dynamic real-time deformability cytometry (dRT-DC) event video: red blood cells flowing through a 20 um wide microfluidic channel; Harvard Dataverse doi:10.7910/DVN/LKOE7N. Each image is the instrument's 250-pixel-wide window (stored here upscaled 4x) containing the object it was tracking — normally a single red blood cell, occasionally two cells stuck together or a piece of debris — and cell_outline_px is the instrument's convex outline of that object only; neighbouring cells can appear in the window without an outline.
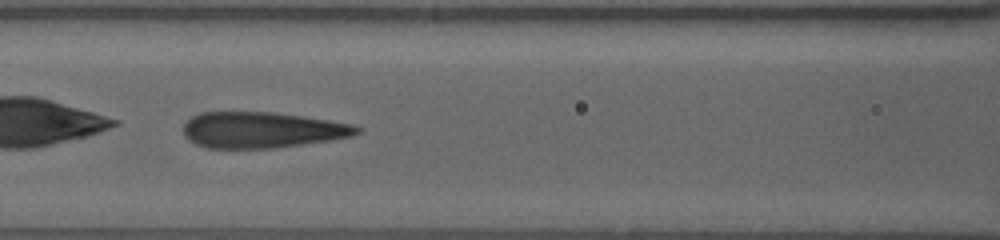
{"species": "human", "species_latin": "Homo sapiens", "temperature_condition": "warm", "stored_images_in_passage": 41, "camera_frame_rate_fps": 3000, "um_per_image_px": 0.085, "donor": {"sex": "female"}, "frame": {"image": 1, "passage_image": 15, "time_ms": 4.667, "image_size_px": [1000, 240], "cell_outline_px": [[360, 132], [352, 136], [332, 140], [276, 148], [208, 148], [196, 144], [188, 140], [184, 136], [184, 124], [192, 116], [200, 112], [272, 112], [304, 116], [352, 124], [360, 128]], "centroid_in_image_um": [22.26, 11.05], "position_along_channel_um": 144.3, "area_um2": 36.47}}
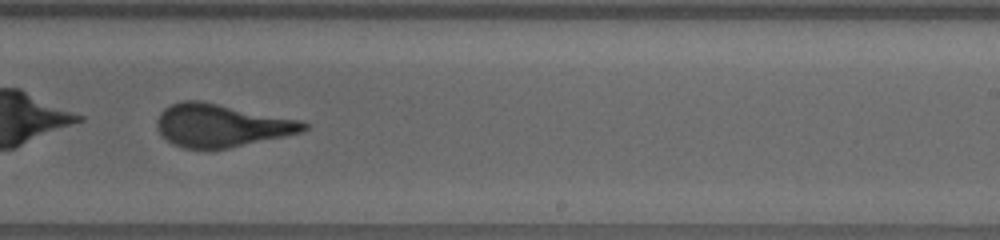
{"frame": {"image": 2, "passage_image": 28, "time_ms": 9.0, "image_size_px": [1000, 240], "cell_outline_px": [[308, 128], [300, 132], [284, 136], [228, 148], [208, 152], [184, 148], [172, 144], [160, 132], [156, 124], [156, 120], [160, 112], [164, 108], [172, 104], [184, 100], [200, 100], [304, 120], [308, 124]], "centroid_in_image_um": [18.81, 10.67], "position_along_channel_um": 270.2, "area_um2": 37.22}}
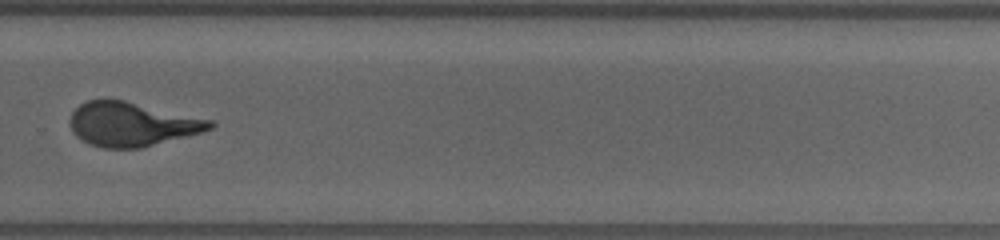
{"frame": {"image": 3, "passage_image": 32, "time_ms": 10.667, "image_size_px": [1000, 240], "cell_outline_px": [[216, 124], [212, 128], [200, 132], [140, 148], [104, 148], [92, 144], [76, 136], [72, 132], [72, 112], [80, 104], [88, 100], [124, 100], [212, 120]], "centroid_in_image_um": [11.21, 10.55], "position_along_channel_um": 318.6, "area_um2": 35.2}}